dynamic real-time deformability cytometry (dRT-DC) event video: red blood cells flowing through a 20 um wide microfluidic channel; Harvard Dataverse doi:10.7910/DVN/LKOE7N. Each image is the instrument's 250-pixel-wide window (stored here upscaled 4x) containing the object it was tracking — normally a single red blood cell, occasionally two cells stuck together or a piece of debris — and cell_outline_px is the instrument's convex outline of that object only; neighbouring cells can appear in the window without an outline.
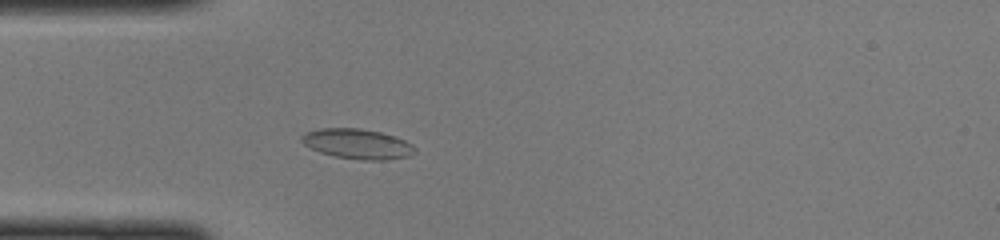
{"species": "common noctule bat (a hibernating species)", "species_latin": "Nyctalus noctula", "temperature_condition": "cold", "stored_images_in_passage": 45, "camera_frame_rate_fps": 3000, "um_per_image_px": 0.085, "animal": {"sex": "female", "body_mass_g": 22.0, "forearm_length_mm": 56.7}, "frame": {"image": 1, "passage_image": 11, "time_ms": 3.333, "image_size_px": [1000, 240], "cell_outline_px": [[416, 152], [408, 156], [384, 160], [360, 160], [336, 156], [320, 152], [304, 144], [300, 140], [300, 136], [304, 132], [320, 128], [360, 128], [380, 132], [396, 136], [412, 144], [416, 148]], "centroid_in_image_um": [30.38, 12.22], "position_along_channel_um": 54.6, "area_um2": 19.88}}
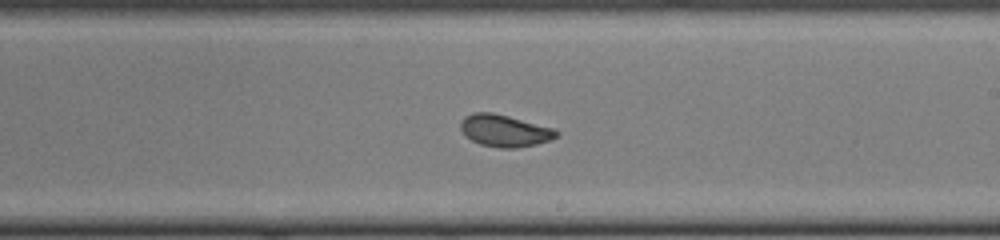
{"frame": {"image": 2, "passage_image": 25, "time_ms": 8.0, "image_size_px": [1000, 240], "cell_outline_px": [[560, 132], [556, 136], [548, 140], [536, 144], [516, 148], [500, 148], [480, 144], [464, 136], [460, 128], [460, 120], [464, 116], [472, 112], [492, 112], [556, 128]], "centroid_in_image_um": [42.86, 11.1], "position_along_channel_um": 246.1, "area_um2": 18.03}}
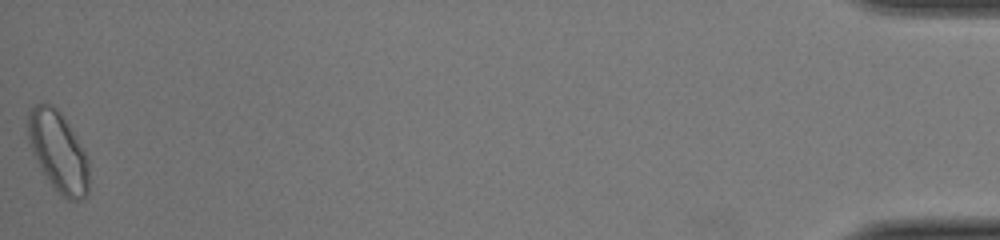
{"frame": {"image": 3, "passage_image": 45, "time_ms": 14.667, "image_size_px": [1000, 240], "cell_outline_px": [[88, 196], [80, 200], [68, 200], [56, 192], [48, 180], [32, 152], [28, 140], [28, 112], [36, 104], [48, 104], [56, 108], [60, 112], [76, 136], [88, 156]], "centroid_in_image_um": [4.96, 12.92], "position_along_channel_um": 430.2, "area_um2": 28.38}}